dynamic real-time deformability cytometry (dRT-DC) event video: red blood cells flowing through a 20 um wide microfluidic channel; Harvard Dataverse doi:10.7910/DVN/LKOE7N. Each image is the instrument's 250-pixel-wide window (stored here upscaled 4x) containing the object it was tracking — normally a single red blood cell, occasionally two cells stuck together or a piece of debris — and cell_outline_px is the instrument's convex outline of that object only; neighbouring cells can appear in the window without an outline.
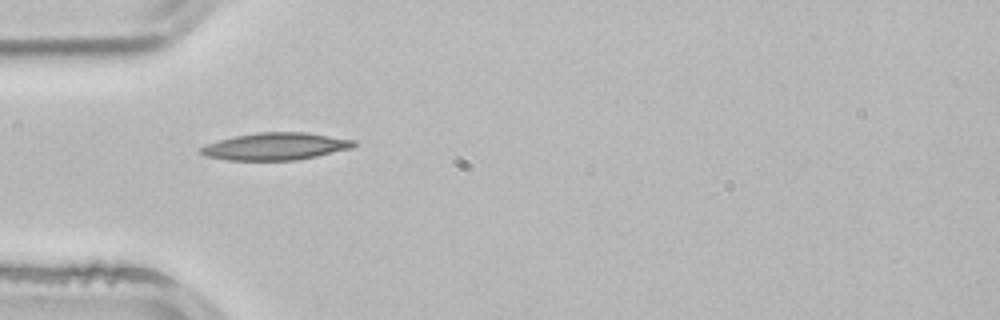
{"species": "common noctule bat (a hibernating species)", "species_latin": "Nyctalus noctula", "temperature_condition": "room temperature", "stored_images_in_passage": 37, "camera_frame_rate_fps": 3000, "um_per_image_px": 0.085, "animal": {"sex": "male", "body_mass_g": 21.5, "forearm_length_mm": 52.0}, "frame": {"image": 1, "passage_image": 1, "time_ms": 0.0, "image_size_px": [1000, 320], "cell_outline_px": [[356, 144], [352, 148], [316, 156], [296, 160], [228, 160], [208, 156], [200, 152], [200, 148], [204, 144], [236, 136], [256, 132], [304, 132], [356, 140]], "centroid_in_image_um": [23.43, 12.44], "position_along_channel_um": 61.6, "area_um2": 24.1}}
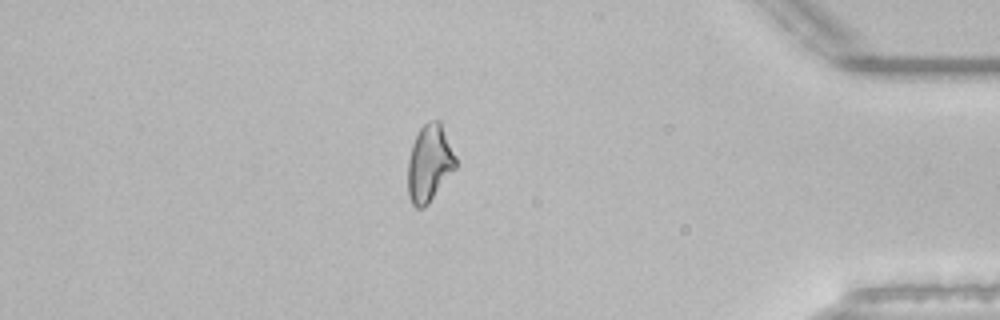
{"frame": {"image": 2, "passage_image": 30, "time_ms": 9.667, "image_size_px": [1000, 320], "cell_outline_px": [[456, 168], [428, 204], [424, 208], [416, 208], [412, 204], [408, 196], [408, 160], [412, 144], [420, 128], [428, 120], [440, 120], [456, 156]], "centroid_in_image_um": [36.5, 13.88], "position_along_channel_um": 398.7, "area_um2": 21.56}}
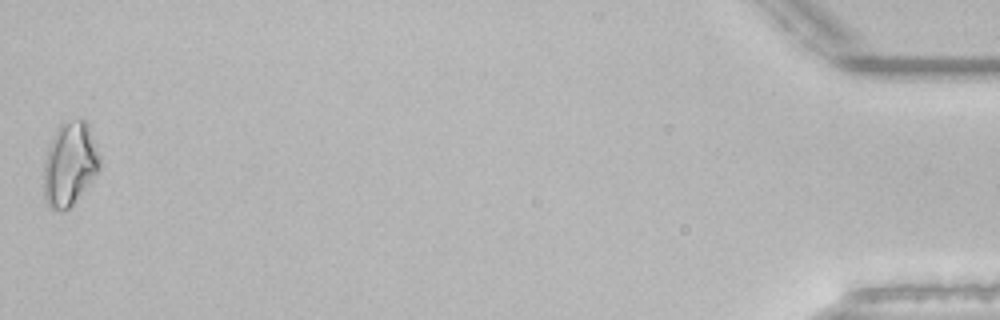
{"frame": {"image": 3, "passage_image": 37, "time_ms": 12.0, "image_size_px": [1000, 320], "cell_outline_px": [[100, 168], [96, 176], [72, 204], [68, 208], [60, 212], [48, 208], [44, 196], [44, 164], [48, 148], [52, 136], [56, 128], [64, 120], [84, 120], [88, 124], [100, 156]], "centroid_in_image_um": [5.92, 13.94], "position_along_channel_um": 429.3, "area_um2": 27.46}, "authors_computed_cell_mechanics": {"area_um2": 21.5016, "velocity_mm_per_s": 3.8922, "shape_relaxation_time_tau1_ms": 9.1632, "shape_relaxation_time_tau2_ms": 5.7282, "deformation_change_tau1": 0.2033, "deformation_change_tau2": 0.1518}}